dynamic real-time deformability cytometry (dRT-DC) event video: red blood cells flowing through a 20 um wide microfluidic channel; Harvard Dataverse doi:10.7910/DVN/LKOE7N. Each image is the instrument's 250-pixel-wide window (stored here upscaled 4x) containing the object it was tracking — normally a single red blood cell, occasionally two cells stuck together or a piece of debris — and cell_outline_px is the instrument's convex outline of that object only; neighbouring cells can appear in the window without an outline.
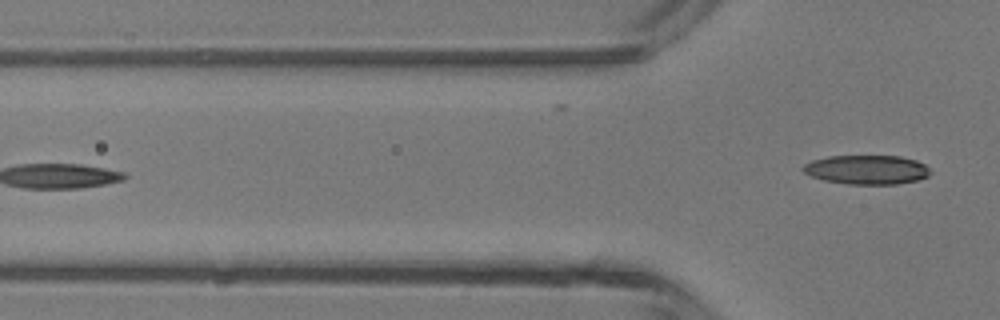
{"species": "common noctule bat (a hibernating species)", "species_latin": "Nyctalus noctula", "temperature_condition": "room temperature", "stored_images_in_passage": 5, "camera_frame_rate_fps": 3000, "um_per_image_px": 0.085, "animal": {"sex": "male", "body_mass_g": 13.3}, "frame": {"image": 1, "passage_image": 5, "time_ms": 5.667, "image_size_px": [1000, 320], "cell_outline_px": [[932, 172], [928, 176], [916, 180], [896, 184], [848, 184], [824, 180], [812, 176], [804, 172], [800, 168], [804, 164], [812, 160], [828, 156], [900, 156], [916, 160], [924, 164]], "centroid_in_image_um": [73.66, 14.42], "position_along_channel_um": 52.1, "area_um2": 21.62}}